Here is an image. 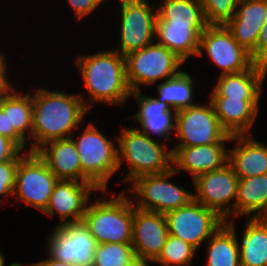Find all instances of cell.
<instances>
[{
  "label": "cell",
  "mask_w": 267,
  "mask_h": 266,
  "mask_svg": "<svg viewBox=\"0 0 267 266\" xmlns=\"http://www.w3.org/2000/svg\"><path fill=\"white\" fill-rule=\"evenodd\" d=\"M192 181L195 201L214 210L225 220H234L239 178L229 163L222 169L201 174Z\"/></svg>",
  "instance_id": "cell-13"
},
{
  "label": "cell",
  "mask_w": 267,
  "mask_h": 266,
  "mask_svg": "<svg viewBox=\"0 0 267 266\" xmlns=\"http://www.w3.org/2000/svg\"><path fill=\"white\" fill-rule=\"evenodd\" d=\"M177 172L172 168L163 174L143 175L136 178L127 187L128 195L136 200L133 204L141 210L167 214L189 204L194 199V193L171 182Z\"/></svg>",
  "instance_id": "cell-6"
},
{
  "label": "cell",
  "mask_w": 267,
  "mask_h": 266,
  "mask_svg": "<svg viewBox=\"0 0 267 266\" xmlns=\"http://www.w3.org/2000/svg\"><path fill=\"white\" fill-rule=\"evenodd\" d=\"M6 266V265H5ZM8 266H32V264H28V265H23L19 262H13L12 264L8 265Z\"/></svg>",
  "instance_id": "cell-42"
},
{
  "label": "cell",
  "mask_w": 267,
  "mask_h": 266,
  "mask_svg": "<svg viewBox=\"0 0 267 266\" xmlns=\"http://www.w3.org/2000/svg\"><path fill=\"white\" fill-rule=\"evenodd\" d=\"M97 191L100 192L92 182L58 180L42 213L49 218L59 215L61 221L57 225L83 221L90 196Z\"/></svg>",
  "instance_id": "cell-16"
},
{
  "label": "cell",
  "mask_w": 267,
  "mask_h": 266,
  "mask_svg": "<svg viewBox=\"0 0 267 266\" xmlns=\"http://www.w3.org/2000/svg\"><path fill=\"white\" fill-rule=\"evenodd\" d=\"M0 266H5V257L1 250H0Z\"/></svg>",
  "instance_id": "cell-41"
},
{
  "label": "cell",
  "mask_w": 267,
  "mask_h": 266,
  "mask_svg": "<svg viewBox=\"0 0 267 266\" xmlns=\"http://www.w3.org/2000/svg\"><path fill=\"white\" fill-rule=\"evenodd\" d=\"M32 266H75L71 263L62 262L59 260H54L51 257L48 256L47 259L35 262L32 264Z\"/></svg>",
  "instance_id": "cell-40"
},
{
  "label": "cell",
  "mask_w": 267,
  "mask_h": 266,
  "mask_svg": "<svg viewBox=\"0 0 267 266\" xmlns=\"http://www.w3.org/2000/svg\"><path fill=\"white\" fill-rule=\"evenodd\" d=\"M132 244H97L93 266H139Z\"/></svg>",
  "instance_id": "cell-31"
},
{
  "label": "cell",
  "mask_w": 267,
  "mask_h": 266,
  "mask_svg": "<svg viewBox=\"0 0 267 266\" xmlns=\"http://www.w3.org/2000/svg\"><path fill=\"white\" fill-rule=\"evenodd\" d=\"M12 86L0 94V107L8 113L9 129H15L25 140H31L33 104L31 90L21 94Z\"/></svg>",
  "instance_id": "cell-27"
},
{
  "label": "cell",
  "mask_w": 267,
  "mask_h": 266,
  "mask_svg": "<svg viewBox=\"0 0 267 266\" xmlns=\"http://www.w3.org/2000/svg\"><path fill=\"white\" fill-rule=\"evenodd\" d=\"M127 81L132 92L177 76L185 63L174 52L154 42L125 56Z\"/></svg>",
  "instance_id": "cell-7"
},
{
  "label": "cell",
  "mask_w": 267,
  "mask_h": 266,
  "mask_svg": "<svg viewBox=\"0 0 267 266\" xmlns=\"http://www.w3.org/2000/svg\"><path fill=\"white\" fill-rule=\"evenodd\" d=\"M72 138L79 153L82 182H92L101 192H107L108 181L118 172L117 144L92 122L78 139Z\"/></svg>",
  "instance_id": "cell-5"
},
{
  "label": "cell",
  "mask_w": 267,
  "mask_h": 266,
  "mask_svg": "<svg viewBox=\"0 0 267 266\" xmlns=\"http://www.w3.org/2000/svg\"><path fill=\"white\" fill-rule=\"evenodd\" d=\"M196 250L181 238L169 234L161 254L154 263L160 266H191Z\"/></svg>",
  "instance_id": "cell-32"
},
{
  "label": "cell",
  "mask_w": 267,
  "mask_h": 266,
  "mask_svg": "<svg viewBox=\"0 0 267 266\" xmlns=\"http://www.w3.org/2000/svg\"><path fill=\"white\" fill-rule=\"evenodd\" d=\"M267 217V174L239 179L235 217Z\"/></svg>",
  "instance_id": "cell-26"
},
{
  "label": "cell",
  "mask_w": 267,
  "mask_h": 266,
  "mask_svg": "<svg viewBox=\"0 0 267 266\" xmlns=\"http://www.w3.org/2000/svg\"><path fill=\"white\" fill-rule=\"evenodd\" d=\"M206 242L207 266H241L236 236L225 224Z\"/></svg>",
  "instance_id": "cell-29"
},
{
  "label": "cell",
  "mask_w": 267,
  "mask_h": 266,
  "mask_svg": "<svg viewBox=\"0 0 267 266\" xmlns=\"http://www.w3.org/2000/svg\"><path fill=\"white\" fill-rule=\"evenodd\" d=\"M194 80L189 73L181 71L177 76L164 80L157 85L160 102L167 103L176 111L196 105L194 98Z\"/></svg>",
  "instance_id": "cell-28"
},
{
  "label": "cell",
  "mask_w": 267,
  "mask_h": 266,
  "mask_svg": "<svg viewBox=\"0 0 267 266\" xmlns=\"http://www.w3.org/2000/svg\"><path fill=\"white\" fill-rule=\"evenodd\" d=\"M207 56L221 69L220 75L240 73L255 62L225 25H208L200 36L198 57Z\"/></svg>",
  "instance_id": "cell-14"
},
{
  "label": "cell",
  "mask_w": 267,
  "mask_h": 266,
  "mask_svg": "<svg viewBox=\"0 0 267 266\" xmlns=\"http://www.w3.org/2000/svg\"><path fill=\"white\" fill-rule=\"evenodd\" d=\"M219 76L209 97L260 99L263 83L267 77V66L254 63L243 72Z\"/></svg>",
  "instance_id": "cell-21"
},
{
  "label": "cell",
  "mask_w": 267,
  "mask_h": 266,
  "mask_svg": "<svg viewBox=\"0 0 267 266\" xmlns=\"http://www.w3.org/2000/svg\"><path fill=\"white\" fill-rule=\"evenodd\" d=\"M47 256L75 266H93L97 242L84 221L56 225L47 239Z\"/></svg>",
  "instance_id": "cell-11"
},
{
  "label": "cell",
  "mask_w": 267,
  "mask_h": 266,
  "mask_svg": "<svg viewBox=\"0 0 267 266\" xmlns=\"http://www.w3.org/2000/svg\"><path fill=\"white\" fill-rule=\"evenodd\" d=\"M119 6L120 47L114 51L125 57L156 41L157 7H153L148 0H120Z\"/></svg>",
  "instance_id": "cell-9"
},
{
  "label": "cell",
  "mask_w": 267,
  "mask_h": 266,
  "mask_svg": "<svg viewBox=\"0 0 267 266\" xmlns=\"http://www.w3.org/2000/svg\"><path fill=\"white\" fill-rule=\"evenodd\" d=\"M229 148V164L239 179L267 174V146L254 136L233 135Z\"/></svg>",
  "instance_id": "cell-22"
},
{
  "label": "cell",
  "mask_w": 267,
  "mask_h": 266,
  "mask_svg": "<svg viewBox=\"0 0 267 266\" xmlns=\"http://www.w3.org/2000/svg\"><path fill=\"white\" fill-rule=\"evenodd\" d=\"M156 20L180 25H207L200 0H161Z\"/></svg>",
  "instance_id": "cell-30"
},
{
  "label": "cell",
  "mask_w": 267,
  "mask_h": 266,
  "mask_svg": "<svg viewBox=\"0 0 267 266\" xmlns=\"http://www.w3.org/2000/svg\"><path fill=\"white\" fill-rule=\"evenodd\" d=\"M267 21V0H240L235 15L225 25L235 40L250 54Z\"/></svg>",
  "instance_id": "cell-19"
},
{
  "label": "cell",
  "mask_w": 267,
  "mask_h": 266,
  "mask_svg": "<svg viewBox=\"0 0 267 266\" xmlns=\"http://www.w3.org/2000/svg\"><path fill=\"white\" fill-rule=\"evenodd\" d=\"M175 147H190L214 143H226L231 140L220 125L214 106L209 100L205 104H196L177 111Z\"/></svg>",
  "instance_id": "cell-8"
},
{
  "label": "cell",
  "mask_w": 267,
  "mask_h": 266,
  "mask_svg": "<svg viewBox=\"0 0 267 266\" xmlns=\"http://www.w3.org/2000/svg\"><path fill=\"white\" fill-rule=\"evenodd\" d=\"M36 153L58 180L82 182L81 162L72 137L47 142Z\"/></svg>",
  "instance_id": "cell-23"
},
{
  "label": "cell",
  "mask_w": 267,
  "mask_h": 266,
  "mask_svg": "<svg viewBox=\"0 0 267 266\" xmlns=\"http://www.w3.org/2000/svg\"><path fill=\"white\" fill-rule=\"evenodd\" d=\"M142 91L132 92L139 110L127 119H134L141 125L138 128L141 132L152 138L153 134L163 137L167 142L171 139V134L175 132L177 111L172 109L167 103H163L148 95H143ZM152 135V136H151Z\"/></svg>",
  "instance_id": "cell-18"
},
{
  "label": "cell",
  "mask_w": 267,
  "mask_h": 266,
  "mask_svg": "<svg viewBox=\"0 0 267 266\" xmlns=\"http://www.w3.org/2000/svg\"><path fill=\"white\" fill-rule=\"evenodd\" d=\"M240 0H200L207 25H226Z\"/></svg>",
  "instance_id": "cell-33"
},
{
  "label": "cell",
  "mask_w": 267,
  "mask_h": 266,
  "mask_svg": "<svg viewBox=\"0 0 267 266\" xmlns=\"http://www.w3.org/2000/svg\"><path fill=\"white\" fill-rule=\"evenodd\" d=\"M116 136L118 170L128 164L125 182L131 183L143 175L163 174L173 168L172 149L167 150L165 142L149 138L137 128L124 127ZM165 143V145H164Z\"/></svg>",
  "instance_id": "cell-3"
},
{
  "label": "cell",
  "mask_w": 267,
  "mask_h": 266,
  "mask_svg": "<svg viewBox=\"0 0 267 266\" xmlns=\"http://www.w3.org/2000/svg\"><path fill=\"white\" fill-rule=\"evenodd\" d=\"M173 169L189 173L194 180L208 171L222 169L229 162V149L225 143L173 147Z\"/></svg>",
  "instance_id": "cell-17"
},
{
  "label": "cell",
  "mask_w": 267,
  "mask_h": 266,
  "mask_svg": "<svg viewBox=\"0 0 267 266\" xmlns=\"http://www.w3.org/2000/svg\"><path fill=\"white\" fill-rule=\"evenodd\" d=\"M7 59H5V55L3 54V52L0 51V88L4 91L9 89L10 87H12L13 85H11L10 81H9V77H8V73L6 71H8L6 68L7 65ZM7 76V77H6Z\"/></svg>",
  "instance_id": "cell-39"
},
{
  "label": "cell",
  "mask_w": 267,
  "mask_h": 266,
  "mask_svg": "<svg viewBox=\"0 0 267 266\" xmlns=\"http://www.w3.org/2000/svg\"><path fill=\"white\" fill-rule=\"evenodd\" d=\"M57 181L56 175L36 152L25 153L16 169L13 196L42 213Z\"/></svg>",
  "instance_id": "cell-10"
},
{
  "label": "cell",
  "mask_w": 267,
  "mask_h": 266,
  "mask_svg": "<svg viewBox=\"0 0 267 266\" xmlns=\"http://www.w3.org/2000/svg\"><path fill=\"white\" fill-rule=\"evenodd\" d=\"M208 25H180L166 20H156L157 43L174 52L184 62L197 56L200 36Z\"/></svg>",
  "instance_id": "cell-25"
},
{
  "label": "cell",
  "mask_w": 267,
  "mask_h": 266,
  "mask_svg": "<svg viewBox=\"0 0 267 266\" xmlns=\"http://www.w3.org/2000/svg\"><path fill=\"white\" fill-rule=\"evenodd\" d=\"M168 235L164 214L141 210L133 204L132 246L139 264L154 263L161 254Z\"/></svg>",
  "instance_id": "cell-15"
},
{
  "label": "cell",
  "mask_w": 267,
  "mask_h": 266,
  "mask_svg": "<svg viewBox=\"0 0 267 266\" xmlns=\"http://www.w3.org/2000/svg\"><path fill=\"white\" fill-rule=\"evenodd\" d=\"M71 6L74 15L81 20L94 12L101 4L107 0H67Z\"/></svg>",
  "instance_id": "cell-35"
},
{
  "label": "cell",
  "mask_w": 267,
  "mask_h": 266,
  "mask_svg": "<svg viewBox=\"0 0 267 266\" xmlns=\"http://www.w3.org/2000/svg\"><path fill=\"white\" fill-rule=\"evenodd\" d=\"M91 104L106 103L108 106H123L131 98L132 91L127 81L126 59L114 50L96 54H80L75 60Z\"/></svg>",
  "instance_id": "cell-2"
},
{
  "label": "cell",
  "mask_w": 267,
  "mask_h": 266,
  "mask_svg": "<svg viewBox=\"0 0 267 266\" xmlns=\"http://www.w3.org/2000/svg\"><path fill=\"white\" fill-rule=\"evenodd\" d=\"M18 162L19 160L0 162V204L6 197L13 196Z\"/></svg>",
  "instance_id": "cell-34"
},
{
  "label": "cell",
  "mask_w": 267,
  "mask_h": 266,
  "mask_svg": "<svg viewBox=\"0 0 267 266\" xmlns=\"http://www.w3.org/2000/svg\"><path fill=\"white\" fill-rule=\"evenodd\" d=\"M31 94L33 124L29 152H36L47 142L72 137L89 111L83 94L42 87Z\"/></svg>",
  "instance_id": "cell-1"
},
{
  "label": "cell",
  "mask_w": 267,
  "mask_h": 266,
  "mask_svg": "<svg viewBox=\"0 0 267 266\" xmlns=\"http://www.w3.org/2000/svg\"><path fill=\"white\" fill-rule=\"evenodd\" d=\"M22 150L10 139L0 135V162L20 160L24 154Z\"/></svg>",
  "instance_id": "cell-37"
},
{
  "label": "cell",
  "mask_w": 267,
  "mask_h": 266,
  "mask_svg": "<svg viewBox=\"0 0 267 266\" xmlns=\"http://www.w3.org/2000/svg\"><path fill=\"white\" fill-rule=\"evenodd\" d=\"M102 197L89 202L83 218L92 236L98 244H132L133 201L125 190L111 198Z\"/></svg>",
  "instance_id": "cell-4"
},
{
  "label": "cell",
  "mask_w": 267,
  "mask_h": 266,
  "mask_svg": "<svg viewBox=\"0 0 267 266\" xmlns=\"http://www.w3.org/2000/svg\"><path fill=\"white\" fill-rule=\"evenodd\" d=\"M168 233L191 244L198 250L223 224L217 212L194 199L187 205L165 214Z\"/></svg>",
  "instance_id": "cell-12"
},
{
  "label": "cell",
  "mask_w": 267,
  "mask_h": 266,
  "mask_svg": "<svg viewBox=\"0 0 267 266\" xmlns=\"http://www.w3.org/2000/svg\"><path fill=\"white\" fill-rule=\"evenodd\" d=\"M0 135L12 140L24 152L27 141L15 129H9L8 113H6L1 107Z\"/></svg>",
  "instance_id": "cell-36"
},
{
  "label": "cell",
  "mask_w": 267,
  "mask_h": 266,
  "mask_svg": "<svg viewBox=\"0 0 267 266\" xmlns=\"http://www.w3.org/2000/svg\"><path fill=\"white\" fill-rule=\"evenodd\" d=\"M224 224L236 236L241 266H267V217L247 218L240 241L235 219L225 220Z\"/></svg>",
  "instance_id": "cell-24"
},
{
  "label": "cell",
  "mask_w": 267,
  "mask_h": 266,
  "mask_svg": "<svg viewBox=\"0 0 267 266\" xmlns=\"http://www.w3.org/2000/svg\"><path fill=\"white\" fill-rule=\"evenodd\" d=\"M221 127L231 136L252 135L251 129L259 114L260 99L210 97Z\"/></svg>",
  "instance_id": "cell-20"
},
{
  "label": "cell",
  "mask_w": 267,
  "mask_h": 266,
  "mask_svg": "<svg viewBox=\"0 0 267 266\" xmlns=\"http://www.w3.org/2000/svg\"><path fill=\"white\" fill-rule=\"evenodd\" d=\"M250 55L255 63L267 66V21L259 33L256 48Z\"/></svg>",
  "instance_id": "cell-38"
}]
</instances>
